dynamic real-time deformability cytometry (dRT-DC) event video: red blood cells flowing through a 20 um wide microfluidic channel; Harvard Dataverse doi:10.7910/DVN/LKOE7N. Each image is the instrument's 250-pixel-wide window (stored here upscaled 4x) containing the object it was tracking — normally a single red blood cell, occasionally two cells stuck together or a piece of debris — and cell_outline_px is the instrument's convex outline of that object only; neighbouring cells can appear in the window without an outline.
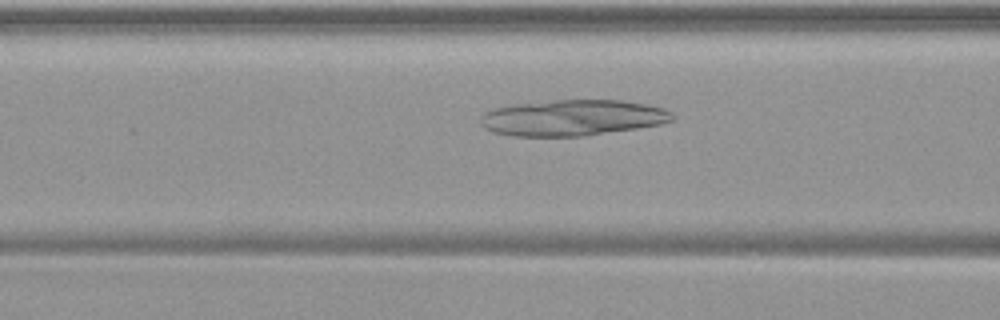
{"species": "common noctule bat (a hibernating species)", "species_latin": "Nyctalus noctula", "temperature_condition": "warm", "stored_images_in_passage": 39, "camera_frame_rate_fps": 3000, "um_per_image_px": 0.085, "animal": {"sex": "female", "body_mass_g": 19.9}, "frame": {"image": 1, "passage_image": 7, "time_ms": 2.0, "image_size_px": [1000, 320], "cell_outline_px": [[676, 116], [672, 120], [660, 124], [636, 128], [584, 136], [512, 136], [492, 132], [484, 128], [480, 124], [480, 116], [484, 112], [492, 108], [516, 104], [552, 100], [624, 100], [664, 108], [672, 112]], "centroid_in_image_um": [48.63, 10.01], "position_along_channel_um": 118.0, "area_um2": 40.4}}
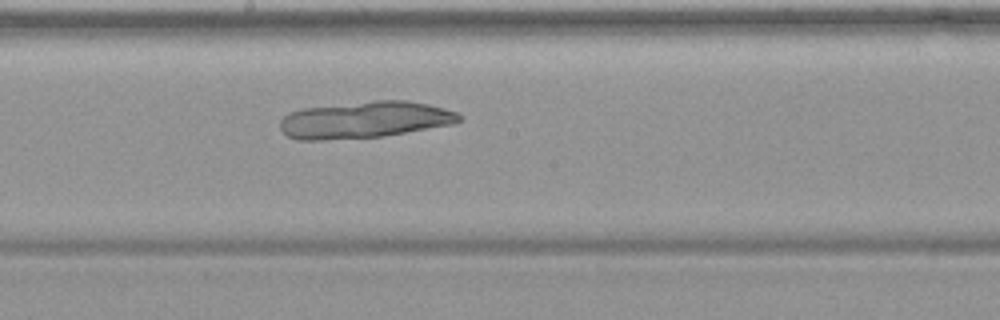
{"frame": {"image": 2, "passage_image": 15, "time_ms": 4.667, "image_size_px": [1000, 320], "cell_outline_px": [[464, 120], [452, 124], [384, 136], [324, 140], [296, 140], [288, 136], [280, 128], [280, 120], [284, 116], [292, 112], [304, 108], [376, 100], [404, 100], [428, 104], [444, 108], [456, 112], [464, 116]], "centroid_in_image_um": [31.03, 10.19], "position_along_channel_um": 217.2, "area_um2": 38.26}}
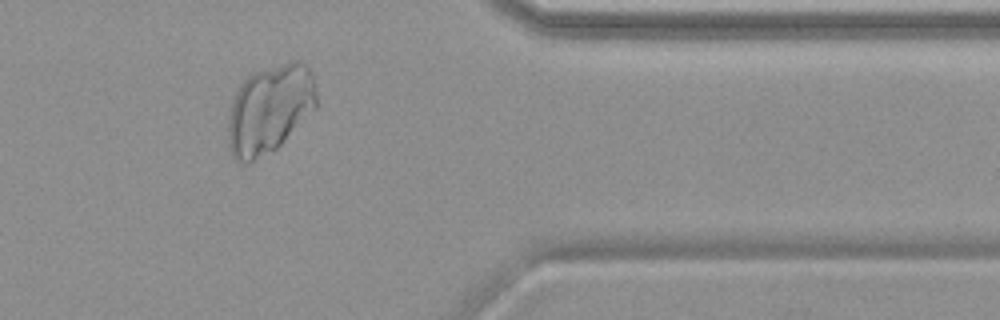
{"frame": {"image": 3, "passage_image": 30, "time_ms": 9.667, "image_size_px": [1000, 320], "cell_outline_px": [[316, 108], [276, 148], [248, 164], [244, 164], [236, 160], [232, 156], [228, 148], [228, 112], [232, 100], [240, 84], [248, 76], [260, 68], [292, 60], [304, 60], [312, 72], [316, 88]], "centroid_in_image_um": [22.91, 9.24], "position_along_channel_um": 388.5, "area_um2": 46.24}}